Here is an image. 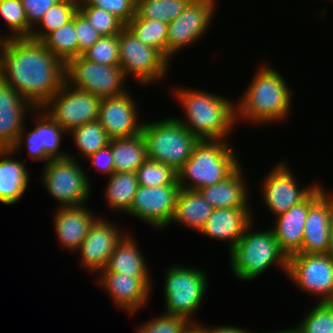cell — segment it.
Instances as JSON below:
<instances>
[{
	"label": "cell",
	"instance_id": "8fae6325",
	"mask_svg": "<svg viewBox=\"0 0 333 333\" xmlns=\"http://www.w3.org/2000/svg\"><path fill=\"white\" fill-rule=\"evenodd\" d=\"M287 277L298 289L333 301V257L328 253H298L288 258Z\"/></svg>",
	"mask_w": 333,
	"mask_h": 333
},
{
	"label": "cell",
	"instance_id": "4316f807",
	"mask_svg": "<svg viewBox=\"0 0 333 333\" xmlns=\"http://www.w3.org/2000/svg\"><path fill=\"white\" fill-rule=\"evenodd\" d=\"M138 247L134 236L125 233L116 244L106 267L100 272H117L129 276L151 277L147 261H145L144 255Z\"/></svg>",
	"mask_w": 333,
	"mask_h": 333
},
{
	"label": "cell",
	"instance_id": "44dd1931",
	"mask_svg": "<svg viewBox=\"0 0 333 333\" xmlns=\"http://www.w3.org/2000/svg\"><path fill=\"white\" fill-rule=\"evenodd\" d=\"M35 109L12 86L0 79V149L14 147L27 114Z\"/></svg>",
	"mask_w": 333,
	"mask_h": 333
},
{
	"label": "cell",
	"instance_id": "e575fe53",
	"mask_svg": "<svg viewBox=\"0 0 333 333\" xmlns=\"http://www.w3.org/2000/svg\"><path fill=\"white\" fill-rule=\"evenodd\" d=\"M68 134L72 136V141L82 158H86L106 147L110 142V138L98 120L75 128Z\"/></svg>",
	"mask_w": 333,
	"mask_h": 333
},
{
	"label": "cell",
	"instance_id": "74e56055",
	"mask_svg": "<svg viewBox=\"0 0 333 333\" xmlns=\"http://www.w3.org/2000/svg\"><path fill=\"white\" fill-rule=\"evenodd\" d=\"M0 15L8 26V39L28 37V20L22 0H0Z\"/></svg>",
	"mask_w": 333,
	"mask_h": 333
},
{
	"label": "cell",
	"instance_id": "d590c367",
	"mask_svg": "<svg viewBox=\"0 0 333 333\" xmlns=\"http://www.w3.org/2000/svg\"><path fill=\"white\" fill-rule=\"evenodd\" d=\"M304 315L301 323L293 327L297 333H333L332 302H318Z\"/></svg>",
	"mask_w": 333,
	"mask_h": 333
},
{
	"label": "cell",
	"instance_id": "cb8c5ba5",
	"mask_svg": "<svg viewBox=\"0 0 333 333\" xmlns=\"http://www.w3.org/2000/svg\"><path fill=\"white\" fill-rule=\"evenodd\" d=\"M310 208V195L287 212L276 216L271 227L282 252L289 258L301 251L304 225Z\"/></svg>",
	"mask_w": 333,
	"mask_h": 333
},
{
	"label": "cell",
	"instance_id": "8992f818",
	"mask_svg": "<svg viewBox=\"0 0 333 333\" xmlns=\"http://www.w3.org/2000/svg\"><path fill=\"white\" fill-rule=\"evenodd\" d=\"M141 134L146 142L147 158L166 164L176 172L190 158L199 141L172 116L142 123Z\"/></svg>",
	"mask_w": 333,
	"mask_h": 333
},
{
	"label": "cell",
	"instance_id": "bcb514c9",
	"mask_svg": "<svg viewBox=\"0 0 333 333\" xmlns=\"http://www.w3.org/2000/svg\"><path fill=\"white\" fill-rule=\"evenodd\" d=\"M204 324V333H254L249 330H245L241 327L224 325V326H211L206 327Z\"/></svg>",
	"mask_w": 333,
	"mask_h": 333
},
{
	"label": "cell",
	"instance_id": "f1b7e54d",
	"mask_svg": "<svg viewBox=\"0 0 333 333\" xmlns=\"http://www.w3.org/2000/svg\"><path fill=\"white\" fill-rule=\"evenodd\" d=\"M109 145L114 157V172H134L147 159L144 136L138 135L126 138L110 139Z\"/></svg>",
	"mask_w": 333,
	"mask_h": 333
},
{
	"label": "cell",
	"instance_id": "ffe728a7",
	"mask_svg": "<svg viewBox=\"0 0 333 333\" xmlns=\"http://www.w3.org/2000/svg\"><path fill=\"white\" fill-rule=\"evenodd\" d=\"M137 101L126 93L101 100L98 121L110 139L126 138L141 133Z\"/></svg>",
	"mask_w": 333,
	"mask_h": 333
},
{
	"label": "cell",
	"instance_id": "9c48e42d",
	"mask_svg": "<svg viewBox=\"0 0 333 333\" xmlns=\"http://www.w3.org/2000/svg\"><path fill=\"white\" fill-rule=\"evenodd\" d=\"M119 67L125 77H136L144 85L163 81L170 67V61L156 48L143 44L125 27L118 35Z\"/></svg>",
	"mask_w": 333,
	"mask_h": 333
},
{
	"label": "cell",
	"instance_id": "d6a6232c",
	"mask_svg": "<svg viewBox=\"0 0 333 333\" xmlns=\"http://www.w3.org/2000/svg\"><path fill=\"white\" fill-rule=\"evenodd\" d=\"M42 42L64 64L70 59L78 57L75 15L71 21L51 32Z\"/></svg>",
	"mask_w": 333,
	"mask_h": 333
},
{
	"label": "cell",
	"instance_id": "52a82bcc",
	"mask_svg": "<svg viewBox=\"0 0 333 333\" xmlns=\"http://www.w3.org/2000/svg\"><path fill=\"white\" fill-rule=\"evenodd\" d=\"M165 272L164 313L184 317L189 322H199L193 319V316L199 310L208 288L207 272L193 266L177 264L167 267Z\"/></svg>",
	"mask_w": 333,
	"mask_h": 333
},
{
	"label": "cell",
	"instance_id": "5bb4252c",
	"mask_svg": "<svg viewBox=\"0 0 333 333\" xmlns=\"http://www.w3.org/2000/svg\"><path fill=\"white\" fill-rule=\"evenodd\" d=\"M294 175L289 165L285 161H280L262 179L260 186L262 203L275 216L303 202L320 185L312 183L308 187H299Z\"/></svg>",
	"mask_w": 333,
	"mask_h": 333
},
{
	"label": "cell",
	"instance_id": "c3c4849f",
	"mask_svg": "<svg viewBox=\"0 0 333 333\" xmlns=\"http://www.w3.org/2000/svg\"><path fill=\"white\" fill-rule=\"evenodd\" d=\"M328 254H330L333 257V218L330 225V242H329Z\"/></svg>",
	"mask_w": 333,
	"mask_h": 333
},
{
	"label": "cell",
	"instance_id": "60d3db41",
	"mask_svg": "<svg viewBox=\"0 0 333 333\" xmlns=\"http://www.w3.org/2000/svg\"><path fill=\"white\" fill-rule=\"evenodd\" d=\"M190 322L181 316L162 313L137 328V333H181Z\"/></svg>",
	"mask_w": 333,
	"mask_h": 333
},
{
	"label": "cell",
	"instance_id": "484cf974",
	"mask_svg": "<svg viewBox=\"0 0 333 333\" xmlns=\"http://www.w3.org/2000/svg\"><path fill=\"white\" fill-rule=\"evenodd\" d=\"M241 165L225 180L198 190L204 199L215 208H250L249 189L243 178Z\"/></svg>",
	"mask_w": 333,
	"mask_h": 333
},
{
	"label": "cell",
	"instance_id": "f546056e",
	"mask_svg": "<svg viewBox=\"0 0 333 333\" xmlns=\"http://www.w3.org/2000/svg\"><path fill=\"white\" fill-rule=\"evenodd\" d=\"M107 178L109 180L104 189V196L108 207L119 214H127L139 187L136 173L114 172Z\"/></svg>",
	"mask_w": 333,
	"mask_h": 333
},
{
	"label": "cell",
	"instance_id": "ab89813d",
	"mask_svg": "<svg viewBox=\"0 0 333 333\" xmlns=\"http://www.w3.org/2000/svg\"><path fill=\"white\" fill-rule=\"evenodd\" d=\"M79 11L102 36L119 35L126 25L112 13L95 6H79Z\"/></svg>",
	"mask_w": 333,
	"mask_h": 333
},
{
	"label": "cell",
	"instance_id": "5b68a950",
	"mask_svg": "<svg viewBox=\"0 0 333 333\" xmlns=\"http://www.w3.org/2000/svg\"><path fill=\"white\" fill-rule=\"evenodd\" d=\"M234 150L227 140H199L177 172L180 189L198 191L225 180L241 165Z\"/></svg>",
	"mask_w": 333,
	"mask_h": 333
},
{
	"label": "cell",
	"instance_id": "6da1fadb",
	"mask_svg": "<svg viewBox=\"0 0 333 333\" xmlns=\"http://www.w3.org/2000/svg\"><path fill=\"white\" fill-rule=\"evenodd\" d=\"M0 79L42 108L64 84L65 64L42 41L11 38L0 52Z\"/></svg>",
	"mask_w": 333,
	"mask_h": 333
},
{
	"label": "cell",
	"instance_id": "d4e9b609",
	"mask_svg": "<svg viewBox=\"0 0 333 333\" xmlns=\"http://www.w3.org/2000/svg\"><path fill=\"white\" fill-rule=\"evenodd\" d=\"M12 148L0 149V202L14 205L21 200L29 185V172L22 162L15 159Z\"/></svg>",
	"mask_w": 333,
	"mask_h": 333
},
{
	"label": "cell",
	"instance_id": "4fadbf2b",
	"mask_svg": "<svg viewBox=\"0 0 333 333\" xmlns=\"http://www.w3.org/2000/svg\"><path fill=\"white\" fill-rule=\"evenodd\" d=\"M216 0H192L181 14L168 24L166 58L195 44L210 27L216 11Z\"/></svg>",
	"mask_w": 333,
	"mask_h": 333
},
{
	"label": "cell",
	"instance_id": "836d02e7",
	"mask_svg": "<svg viewBox=\"0 0 333 333\" xmlns=\"http://www.w3.org/2000/svg\"><path fill=\"white\" fill-rule=\"evenodd\" d=\"M192 0H136V14L142 19L169 24Z\"/></svg>",
	"mask_w": 333,
	"mask_h": 333
},
{
	"label": "cell",
	"instance_id": "b9f144b4",
	"mask_svg": "<svg viewBox=\"0 0 333 333\" xmlns=\"http://www.w3.org/2000/svg\"><path fill=\"white\" fill-rule=\"evenodd\" d=\"M79 6H95L104 9L125 25L136 14V0H79Z\"/></svg>",
	"mask_w": 333,
	"mask_h": 333
},
{
	"label": "cell",
	"instance_id": "ee69618b",
	"mask_svg": "<svg viewBox=\"0 0 333 333\" xmlns=\"http://www.w3.org/2000/svg\"><path fill=\"white\" fill-rule=\"evenodd\" d=\"M60 0H22L28 20V37L45 12Z\"/></svg>",
	"mask_w": 333,
	"mask_h": 333
},
{
	"label": "cell",
	"instance_id": "681fc988",
	"mask_svg": "<svg viewBox=\"0 0 333 333\" xmlns=\"http://www.w3.org/2000/svg\"><path fill=\"white\" fill-rule=\"evenodd\" d=\"M8 38L5 35H1L0 32V52L3 50L4 46L6 45Z\"/></svg>",
	"mask_w": 333,
	"mask_h": 333
},
{
	"label": "cell",
	"instance_id": "2e32d148",
	"mask_svg": "<svg viewBox=\"0 0 333 333\" xmlns=\"http://www.w3.org/2000/svg\"><path fill=\"white\" fill-rule=\"evenodd\" d=\"M179 191V184L158 187L139 185L127 215L142 220L152 228L163 230L170 225Z\"/></svg>",
	"mask_w": 333,
	"mask_h": 333
},
{
	"label": "cell",
	"instance_id": "1f68e13d",
	"mask_svg": "<svg viewBox=\"0 0 333 333\" xmlns=\"http://www.w3.org/2000/svg\"><path fill=\"white\" fill-rule=\"evenodd\" d=\"M126 27L143 44L154 47L166 57L168 24L158 20L142 19L137 14Z\"/></svg>",
	"mask_w": 333,
	"mask_h": 333
},
{
	"label": "cell",
	"instance_id": "3957f363",
	"mask_svg": "<svg viewBox=\"0 0 333 333\" xmlns=\"http://www.w3.org/2000/svg\"><path fill=\"white\" fill-rule=\"evenodd\" d=\"M176 102L186 120L177 118L199 140H226L236 127V106L229 98L216 93L173 87ZM176 89V90H175ZM229 135V136H228Z\"/></svg>",
	"mask_w": 333,
	"mask_h": 333
},
{
	"label": "cell",
	"instance_id": "f35d334b",
	"mask_svg": "<svg viewBox=\"0 0 333 333\" xmlns=\"http://www.w3.org/2000/svg\"><path fill=\"white\" fill-rule=\"evenodd\" d=\"M82 56L102 65L119 66L118 35L102 36Z\"/></svg>",
	"mask_w": 333,
	"mask_h": 333
},
{
	"label": "cell",
	"instance_id": "f907efd6",
	"mask_svg": "<svg viewBox=\"0 0 333 333\" xmlns=\"http://www.w3.org/2000/svg\"><path fill=\"white\" fill-rule=\"evenodd\" d=\"M259 333V332H258ZM262 333V332H261ZM264 333V332H263ZM267 333H297L296 330L293 327H289L288 329H283L280 331H276V332H267Z\"/></svg>",
	"mask_w": 333,
	"mask_h": 333
},
{
	"label": "cell",
	"instance_id": "7dc6e473",
	"mask_svg": "<svg viewBox=\"0 0 333 333\" xmlns=\"http://www.w3.org/2000/svg\"><path fill=\"white\" fill-rule=\"evenodd\" d=\"M201 322H190L181 333H204V325Z\"/></svg>",
	"mask_w": 333,
	"mask_h": 333
},
{
	"label": "cell",
	"instance_id": "e0dca14e",
	"mask_svg": "<svg viewBox=\"0 0 333 333\" xmlns=\"http://www.w3.org/2000/svg\"><path fill=\"white\" fill-rule=\"evenodd\" d=\"M320 184L310 194L301 251L299 253H328L330 225L333 218V192Z\"/></svg>",
	"mask_w": 333,
	"mask_h": 333
},
{
	"label": "cell",
	"instance_id": "9a60e30c",
	"mask_svg": "<svg viewBox=\"0 0 333 333\" xmlns=\"http://www.w3.org/2000/svg\"><path fill=\"white\" fill-rule=\"evenodd\" d=\"M32 113V115H35L36 127L27 132L25 131L27 129L26 125H24L18 141L12 149L17 153L26 144L30 159L43 161L45 162L44 164L51 159L68 157V152L59 150L62 143L61 139H63L62 136L68 135V133L43 108H36Z\"/></svg>",
	"mask_w": 333,
	"mask_h": 333
},
{
	"label": "cell",
	"instance_id": "ac0fdd59",
	"mask_svg": "<svg viewBox=\"0 0 333 333\" xmlns=\"http://www.w3.org/2000/svg\"><path fill=\"white\" fill-rule=\"evenodd\" d=\"M97 283L105 288L116 306L133 315L147 306L152 292L151 277L129 276L117 272H99ZM144 306V307H143Z\"/></svg>",
	"mask_w": 333,
	"mask_h": 333
},
{
	"label": "cell",
	"instance_id": "d6986e66",
	"mask_svg": "<svg viewBox=\"0 0 333 333\" xmlns=\"http://www.w3.org/2000/svg\"><path fill=\"white\" fill-rule=\"evenodd\" d=\"M119 226L109 222L105 217H99L90 227L89 232L80 248V264L83 268L93 274L102 271L114 251L116 244L124 236ZM121 231V232H120Z\"/></svg>",
	"mask_w": 333,
	"mask_h": 333
},
{
	"label": "cell",
	"instance_id": "ba28073f",
	"mask_svg": "<svg viewBox=\"0 0 333 333\" xmlns=\"http://www.w3.org/2000/svg\"><path fill=\"white\" fill-rule=\"evenodd\" d=\"M82 167L72 153L63 159H51L44 165L42 183L52 199L58 202L59 208L89 201L87 199L92 193L90 178Z\"/></svg>",
	"mask_w": 333,
	"mask_h": 333
},
{
	"label": "cell",
	"instance_id": "8d00e7d4",
	"mask_svg": "<svg viewBox=\"0 0 333 333\" xmlns=\"http://www.w3.org/2000/svg\"><path fill=\"white\" fill-rule=\"evenodd\" d=\"M136 175L141 186L178 184V173L172 167L149 158L138 168Z\"/></svg>",
	"mask_w": 333,
	"mask_h": 333
},
{
	"label": "cell",
	"instance_id": "603a6c76",
	"mask_svg": "<svg viewBox=\"0 0 333 333\" xmlns=\"http://www.w3.org/2000/svg\"><path fill=\"white\" fill-rule=\"evenodd\" d=\"M252 215L251 208H215L199 233L211 239L228 240L231 249L254 221Z\"/></svg>",
	"mask_w": 333,
	"mask_h": 333
},
{
	"label": "cell",
	"instance_id": "f6af8a7d",
	"mask_svg": "<svg viewBox=\"0 0 333 333\" xmlns=\"http://www.w3.org/2000/svg\"><path fill=\"white\" fill-rule=\"evenodd\" d=\"M85 160L90 162L91 167H94V169L102 172L107 177L114 173V157L109 144L89 155Z\"/></svg>",
	"mask_w": 333,
	"mask_h": 333
},
{
	"label": "cell",
	"instance_id": "4dcf8cb0",
	"mask_svg": "<svg viewBox=\"0 0 333 333\" xmlns=\"http://www.w3.org/2000/svg\"><path fill=\"white\" fill-rule=\"evenodd\" d=\"M78 10L79 0L58 1L45 12L29 38L43 41L51 32L71 21Z\"/></svg>",
	"mask_w": 333,
	"mask_h": 333
},
{
	"label": "cell",
	"instance_id": "83f0119b",
	"mask_svg": "<svg viewBox=\"0 0 333 333\" xmlns=\"http://www.w3.org/2000/svg\"><path fill=\"white\" fill-rule=\"evenodd\" d=\"M214 208L199 191L180 189L171 223H177L200 232ZM181 223V224H180Z\"/></svg>",
	"mask_w": 333,
	"mask_h": 333
},
{
	"label": "cell",
	"instance_id": "7a4b0ae2",
	"mask_svg": "<svg viewBox=\"0 0 333 333\" xmlns=\"http://www.w3.org/2000/svg\"><path fill=\"white\" fill-rule=\"evenodd\" d=\"M292 91L279 71L262 63L235 103L236 123L243 120L263 125L285 121L291 113V97L295 94Z\"/></svg>",
	"mask_w": 333,
	"mask_h": 333
},
{
	"label": "cell",
	"instance_id": "277c9868",
	"mask_svg": "<svg viewBox=\"0 0 333 333\" xmlns=\"http://www.w3.org/2000/svg\"><path fill=\"white\" fill-rule=\"evenodd\" d=\"M254 222L247 227L237 244L229 249L232 273L240 281L250 282L266 273L271 266H277L275 268L287 276L288 257L280 249L273 230L252 231Z\"/></svg>",
	"mask_w": 333,
	"mask_h": 333
},
{
	"label": "cell",
	"instance_id": "7402d4cb",
	"mask_svg": "<svg viewBox=\"0 0 333 333\" xmlns=\"http://www.w3.org/2000/svg\"><path fill=\"white\" fill-rule=\"evenodd\" d=\"M81 204L78 206L58 207L54 212V227L59 245L77 251L87 236L92 224L99 218L93 211Z\"/></svg>",
	"mask_w": 333,
	"mask_h": 333
},
{
	"label": "cell",
	"instance_id": "7bdbcfd3",
	"mask_svg": "<svg viewBox=\"0 0 333 333\" xmlns=\"http://www.w3.org/2000/svg\"><path fill=\"white\" fill-rule=\"evenodd\" d=\"M75 30L78 40V56L102 37L79 10L75 14Z\"/></svg>",
	"mask_w": 333,
	"mask_h": 333
},
{
	"label": "cell",
	"instance_id": "7c38bea8",
	"mask_svg": "<svg viewBox=\"0 0 333 333\" xmlns=\"http://www.w3.org/2000/svg\"><path fill=\"white\" fill-rule=\"evenodd\" d=\"M101 98L66 82L42 107L67 133L98 120Z\"/></svg>",
	"mask_w": 333,
	"mask_h": 333
},
{
	"label": "cell",
	"instance_id": "30bf717a",
	"mask_svg": "<svg viewBox=\"0 0 333 333\" xmlns=\"http://www.w3.org/2000/svg\"><path fill=\"white\" fill-rule=\"evenodd\" d=\"M127 78L119 66L102 65L85 59L82 55L65 64V82L92 93L101 99L122 95L129 89Z\"/></svg>",
	"mask_w": 333,
	"mask_h": 333
}]
</instances>
